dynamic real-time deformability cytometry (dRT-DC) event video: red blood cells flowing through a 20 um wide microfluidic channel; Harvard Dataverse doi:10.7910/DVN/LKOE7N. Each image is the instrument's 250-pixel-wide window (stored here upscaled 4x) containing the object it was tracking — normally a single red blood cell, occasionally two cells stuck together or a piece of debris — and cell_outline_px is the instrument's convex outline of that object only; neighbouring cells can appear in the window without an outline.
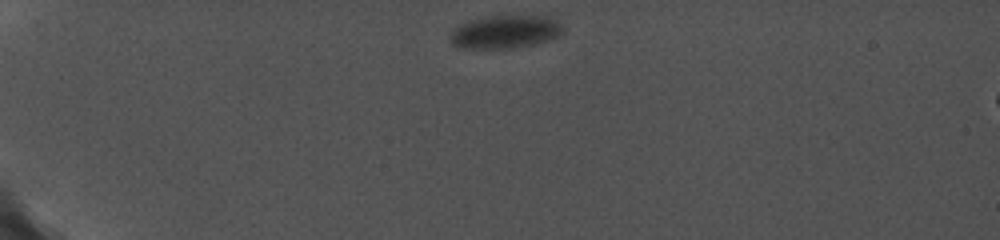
{"species": "common noctule bat (a hibernating species)", "species_latin": "Nyctalus noctula", "temperature_condition": "cold", "stored_images_in_passage": 35, "camera_frame_rate_fps": 5000, "um_per_image_px": 0.085, "animal": {"sex": "female", "body_mass_g": 19.0, "forearm_length_mm": 56.7}, "frame": {"image": 1, "passage_image": 1, "time_ms": 0.0, "image_size_px": [1000, 240], "cell_outline_px": [[564, 32], [548, 40], [532, 44], [512, 48], [460, 48], [452, 44], [452, 32], [460, 24], [468, 20], [488, 16], [544, 16], [556, 20], [564, 28]], "centroid_in_image_um": [42.94, 2.7], "position_along_channel_um": 42.1, "area_um2": 21.44}}
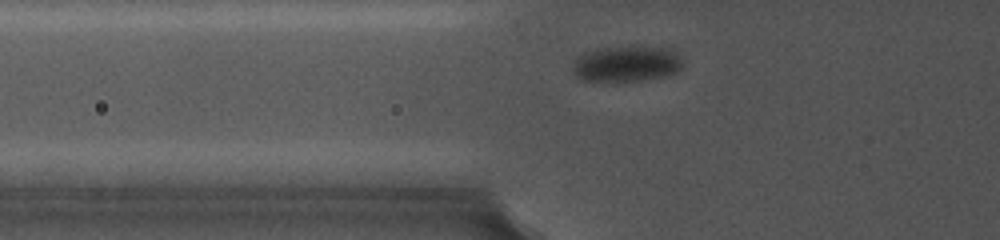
{"frame": {"image": 2, "passage_image": 10, "time_ms": 2.6, "image_size_px": [1000, 240], "cell_outline_px": [[684, 64], [676, 72], [664, 76], [640, 80], [612, 84], [580, 80], [572, 72], [572, 60], [584, 52], [596, 48], [628, 44], [672, 48], [676, 52]], "centroid_in_image_um": [53.18, 5.41], "position_along_channel_um": 72.6, "area_um2": 24.57}}